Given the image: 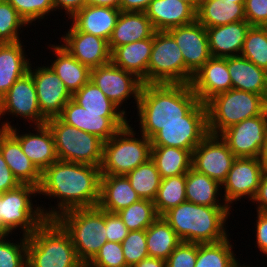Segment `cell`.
<instances>
[{
  "label": "cell",
  "instance_id": "54",
  "mask_svg": "<svg viewBox=\"0 0 267 267\" xmlns=\"http://www.w3.org/2000/svg\"><path fill=\"white\" fill-rule=\"evenodd\" d=\"M54 9L65 10L68 18H71L77 11L81 10L85 5V0H52ZM63 8V9H62Z\"/></svg>",
  "mask_w": 267,
  "mask_h": 267
},
{
  "label": "cell",
  "instance_id": "13",
  "mask_svg": "<svg viewBox=\"0 0 267 267\" xmlns=\"http://www.w3.org/2000/svg\"><path fill=\"white\" fill-rule=\"evenodd\" d=\"M125 115V113H89L71 99L58 117L66 124L94 134L105 142L129 123Z\"/></svg>",
  "mask_w": 267,
  "mask_h": 267
},
{
  "label": "cell",
  "instance_id": "44",
  "mask_svg": "<svg viewBox=\"0 0 267 267\" xmlns=\"http://www.w3.org/2000/svg\"><path fill=\"white\" fill-rule=\"evenodd\" d=\"M8 237L0 238V267H27V236L19 243H11Z\"/></svg>",
  "mask_w": 267,
  "mask_h": 267
},
{
  "label": "cell",
  "instance_id": "5",
  "mask_svg": "<svg viewBox=\"0 0 267 267\" xmlns=\"http://www.w3.org/2000/svg\"><path fill=\"white\" fill-rule=\"evenodd\" d=\"M55 220L69 234L77 257L85 266L107 242L105 211L98 206L71 209Z\"/></svg>",
  "mask_w": 267,
  "mask_h": 267
},
{
  "label": "cell",
  "instance_id": "50",
  "mask_svg": "<svg viewBox=\"0 0 267 267\" xmlns=\"http://www.w3.org/2000/svg\"><path fill=\"white\" fill-rule=\"evenodd\" d=\"M105 226L106 237L109 242L122 243L129 233L128 228L117 213L105 211Z\"/></svg>",
  "mask_w": 267,
  "mask_h": 267
},
{
  "label": "cell",
  "instance_id": "48",
  "mask_svg": "<svg viewBox=\"0 0 267 267\" xmlns=\"http://www.w3.org/2000/svg\"><path fill=\"white\" fill-rule=\"evenodd\" d=\"M197 260V243L181 242L165 260L166 267H194Z\"/></svg>",
  "mask_w": 267,
  "mask_h": 267
},
{
  "label": "cell",
  "instance_id": "8",
  "mask_svg": "<svg viewBox=\"0 0 267 267\" xmlns=\"http://www.w3.org/2000/svg\"><path fill=\"white\" fill-rule=\"evenodd\" d=\"M46 124L53 134L58 160L100 167L102 139L66 124L59 117L47 119Z\"/></svg>",
  "mask_w": 267,
  "mask_h": 267
},
{
  "label": "cell",
  "instance_id": "33",
  "mask_svg": "<svg viewBox=\"0 0 267 267\" xmlns=\"http://www.w3.org/2000/svg\"><path fill=\"white\" fill-rule=\"evenodd\" d=\"M196 20L205 28L244 21L246 20L244 3L227 0H202L196 11Z\"/></svg>",
  "mask_w": 267,
  "mask_h": 267
},
{
  "label": "cell",
  "instance_id": "35",
  "mask_svg": "<svg viewBox=\"0 0 267 267\" xmlns=\"http://www.w3.org/2000/svg\"><path fill=\"white\" fill-rule=\"evenodd\" d=\"M151 159L161 179L186 174L192 168V153L177 147L151 146Z\"/></svg>",
  "mask_w": 267,
  "mask_h": 267
},
{
  "label": "cell",
  "instance_id": "32",
  "mask_svg": "<svg viewBox=\"0 0 267 267\" xmlns=\"http://www.w3.org/2000/svg\"><path fill=\"white\" fill-rule=\"evenodd\" d=\"M56 59L49 66L64 83L71 95L80 90L89 80L91 69L75 59L61 45H52Z\"/></svg>",
  "mask_w": 267,
  "mask_h": 267
},
{
  "label": "cell",
  "instance_id": "21",
  "mask_svg": "<svg viewBox=\"0 0 267 267\" xmlns=\"http://www.w3.org/2000/svg\"><path fill=\"white\" fill-rule=\"evenodd\" d=\"M61 39L65 48L75 59L90 69L111 62L108 41L95 35L77 31L73 26Z\"/></svg>",
  "mask_w": 267,
  "mask_h": 267
},
{
  "label": "cell",
  "instance_id": "47",
  "mask_svg": "<svg viewBox=\"0 0 267 267\" xmlns=\"http://www.w3.org/2000/svg\"><path fill=\"white\" fill-rule=\"evenodd\" d=\"M85 267H128L121 243L107 241Z\"/></svg>",
  "mask_w": 267,
  "mask_h": 267
},
{
  "label": "cell",
  "instance_id": "7",
  "mask_svg": "<svg viewBox=\"0 0 267 267\" xmlns=\"http://www.w3.org/2000/svg\"><path fill=\"white\" fill-rule=\"evenodd\" d=\"M133 129L128 123L103 143L101 175H126L151 158V140Z\"/></svg>",
  "mask_w": 267,
  "mask_h": 267
},
{
  "label": "cell",
  "instance_id": "23",
  "mask_svg": "<svg viewBox=\"0 0 267 267\" xmlns=\"http://www.w3.org/2000/svg\"><path fill=\"white\" fill-rule=\"evenodd\" d=\"M145 13L155 31H167L196 21V10L181 0H152Z\"/></svg>",
  "mask_w": 267,
  "mask_h": 267
},
{
  "label": "cell",
  "instance_id": "41",
  "mask_svg": "<svg viewBox=\"0 0 267 267\" xmlns=\"http://www.w3.org/2000/svg\"><path fill=\"white\" fill-rule=\"evenodd\" d=\"M129 231L146 230L158 217L154 201L140 199L117 212Z\"/></svg>",
  "mask_w": 267,
  "mask_h": 267
},
{
  "label": "cell",
  "instance_id": "17",
  "mask_svg": "<svg viewBox=\"0 0 267 267\" xmlns=\"http://www.w3.org/2000/svg\"><path fill=\"white\" fill-rule=\"evenodd\" d=\"M6 113L29 119L34 126L46 124L47 118L40 111L36 87L29 73L18 79L0 98V116Z\"/></svg>",
  "mask_w": 267,
  "mask_h": 267
},
{
  "label": "cell",
  "instance_id": "60",
  "mask_svg": "<svg viewBox=\"0 0 267 267\" xmlns=\"http://www.w3.org/2000/svg\"><path fill=\"white\" fill-rule=\"evenodd\" d=\"M9 236V233L2 227L0 223V238Z\"/></svg>",
  "mask_w": 267,
  "mask_h": 267
},
{
  "label": "cell",
  "instance_id": "52",
  "mask_svg": "<svg viewBox=\"0 0 267 267\" xmlns=\"http://www.w3.org/2000/svg\"><path fill=\"white\" fill-rule=\"evenodd\" d=\"M256 242L262 254L267 257V212L257 211Z\"/></svg>",
  "mask_w": 267,
  "mask_h": 267
},
{
  "label": "cell",
  "instance_id": "37",
  "mask_svg": "<svg viewBox=\"0 0 267 267\" xmlns=\"http://www.w3.org/2000/svg\"><path fill=\"white\" fill-rule=\"evenodd\" d=\"M231 239L216 243H197V260L194 267H237L240 263L232 251Z\"/></svg>",
  "mask_w": 267,
  "mask_h": 267
},
{
  "label": "cell",
  "instance_id": "51",
  "mask_svg": "<svg viewBox=\"0 0 267 267\" xmlns=\"http://www.w3.org/2000/svg\"><path fill=\"white\" fill-rule=\"evenodd\" d=\"M20 184L21 183L7 166V163L0 152V193L15 189Z\"/></svg>",
  "mask_w": 267,
  "mask_h": 267
},
{
  "label": "cell",
  "instance_id": "45",
  "mask_svg": "<svg viewBox=\"0 0 267 267\" xmlns=\"http://www.w3.org/2000/svg\"><path fill=\"white\" fill-rule=\"evenodd\" d=\"M121 245L128 267H132L144 258L149 257L146 246V230L129 231Z\"/></svg>",
  "mask_w": 267,
  "mask_h": 267
},
{
  "label": "cell",
  "instance_id": "59",
  "mask_svg": "<svg viewBox=\"0 0 267 267\" xmlns=\"http://www.w3.org/2000/svg\"><path fill=\"white\" fill-rule=\"evenodd\" d=\"M181 1L190 4L196 11L198 9L200 2V0H181Z\"/></svg>",
  "mask_w": 267,
  "mask_h": 267
},
{
  "label": "cell",
  "instance_id": "2",
  "mask_svg": "<svg viewBox=\"0 0 267 267\" xmlns=\"http://www.w3.org/2000/svg\"><path fill=\"white\" fill-rule=\"evenodd\" d=\"M198 102L190 84H143L136 105L141 134L151 139L166 124L187 123Z\"/></svg>",
  "mask_w": 267,
  "mask_h": 267
},
{
  "label": "cell",
  "instance_id": "38",
  "mask_svg": "<svg viewBox=\"0 0 267 267\" xmlns=\"http://www.w3.org/2000/svg\"><path fill=\"white\" fill-rule=\"evenodd\" d=\"M125 176L141 199L155 200L160 187L161 177L151 158Z\"/></svg>",
  "mask_w": 267,
  "mask_h": 267
},
{
  "label": "cell",
  "instance_id": "10",
  "mask_svg": "<svg viewBox=\"0 0 267 267\" xmlns=\"http://www.w3.org/2000/svg\"><path fill=\"white\" fill-rule=\"evenodd\" d=\"M184 84V58L167 31H155L147 68V84Z\"/></svg>",
  "mask_w": 267,
  "mask_h": 267
},
{
  "label": "cell",
  "instance_id": "53",
  "mask_svg": "<svg viewBox=\"0 0 267 267\" xmlns=\"http://www.w3.org/2000/svg\"><path fill=\"white\" fill-rule=\"evenodd\" d=\"M252 202L258 204L256 211L267 212V171H263L261 175L258 190Z\"/></svg>",
  "mask_w": 267,
  "mask_h": 267
},
{
  "label": "cell",
  "instance_id": "15",
  "mask_svg": "<svg viewBox=\"0 0 267 267\" xmlns=\"http://www.w3.org/2000/svg\"><path fill=\"white\" fill-rule=\"evenodd\" d=\"M220 137L236 158H258L267 137V110L229 127Z\"/></svg>",
  "mask_w": 267,
  "mask_h": 267
},
{
  "label": "cell",
  "instance_id": "9",
  "mask_svg": "<svg viewBox=\"0 0 267 267\" xmlns=\"http://www.w3.org/2000/svg\"><path fill=\"white\" fill-rule=\"evenodd\" d=\"M36 193L38 187L31 184H20L15 189L0 193V223L9 234L20 228L22 236L28 237L46 220L41 206L34 207L30 200L31 195L34 194V198Z\"/></svg>",
  "mask_w": 267,
  "mask_h": 267
},
{
  "label": "cell",
  "instance_id": "14",
  "mask_svg": "<svg viewBox=\"0 0 267 267\" xmlns=\"http://www.w3.org/2000/svg\"><path fill=\"white\" fill-rule=\"evenodd\" d=\"M90 80L118 107L121 108L123 102L129 100L130 96L134 97L138 105L142 80L112 62L92 68Z\"/></svg>",
  "mask_w": 267,
  "mask_h": 267
},
{
  "label": "cell",
  "instance_id": "11",
  "mask_svg": "<svg viewBox=\"0 0 267 267\" xmlns=\"http://www.w3.org/2000/svg\"><path fill=\"white\" fill-rule=\"evenodd\" d=\"M208 134L207 107L199 101L187 113V123L166 124L150 140L151 146L177 147L192 153Z\"/></svg>",
  "mask_w": 267,
  "mask_h": 267
},
{
  "label": "cell",
  "instance_id": "18",
  "mask_svg": "<svg viewBox=\"0 0 267 267\" xmlns=\"http://www.w3.org/2000/svg\"><path fill=\"white\" fill-rule=\"evenodd\" d=\"M262 173V165L258 158H235L226 179L221 184L225 192L222 199L224 203L230 208L234 201L246 196L252 201Z\"/></svg>",
  "mask_w": 267,
  "mask_h": 267
},
{
  "label": "cell",
  "instance_id": "6",
  "mask_svg": "<svg viewBox=\"0 0 267 267\" xmlns=\"http://www.w3.org/2000/svg\"><path fill=\"white\" fill-rule=\"evenodd\" d=\"M205 104L208 132L213 135H220L229 127L267 110V100L262 95L238 89L216 94Z\"/></svg>",
  "mask_w": 267,
  "mask_h": 267
},
{
  "label": "cell",
  "instance_id": "12",
  "mask_svg": "<svg viewBox=\"0 0 267 267\" xmlns=\"http://www.w3.org/2000/svg\"><path fill=\"white\" fill-rule=\"evenodd\" d=\"M167 32L174 38L184 58V84L211 58L206 28L197 20L173 27Z\"/></svg>",
  "mask_w": 267,
  "mask_h": 267
},
{
  "label": "cell",
  "instance_id": "57",
  "mask_svg": "<svg viewBox=\"0 0 267 267\" xmlns=\"http://www.w3.org/2000/svg\"><path fill=\"white\" fill-rule=\"evenodd\" d=\"M86 5L108 6L119 9L120 0H85Z\"/></svg>",
  "mask_w": 267,
  "mask_h": 267
},
{
  "label": "cell",
  "instance_id": "34",
  "mask_svg": "<svg viewBox=\"0 0 267 267\" xmlns=\"http://www.w3.org/2000/svg\"><path fill=\"white\" fill-rule=\"evenodd\" d=\"M219 189L222 188L218 181L193 168L186 173L185 193L189 202L210 207H228L223 202L219 203Z\"/></svg>",
  "mask_w": 267,
  "mask_h": 267
},
{
  "label": "cell",
  "instance_id": "25",
  "mask_svg": "<svg viewBox=\"0 0 267 267\" xmlns=\"http://www.w3.org/2000/svg\"><path fill=\"white\" fill-rule=\"evenodd\" d=\"M121 10L108 6L85 5L70 19L77 31L109 41Z\"/></svg>",
  "mask_w": 267,
  "mask_h": 267
},
{
  "label": "cell",
  "instance_id": "4",
  "mask_svg": "<svg viewBox=\"0 0 267 267\" xmlns=\"http://www.w3.org/2000/svg\"><path fill=\"white\" fill-rule=\"evenodd\" d=\"M27 267H85L69 234L55 219H46L27 237Z\"/></svg>",
  "mask_w": 267,
  "mask_h": 267
},
{
  "label": "cell",
  "instance_id": "30",
  "mask_svg": "<svg viewBox=\"0 0 267 267\" xmlns=\"http://www.w3.org/2000/svg\"><path fill=\"white\" fill-rule=\"evenodd\" d=\"M232 89L262 95L267 100V72L242 56L227 57Z\"/></svg>",
  "mask_w": 267,
  "mask_h": 267
},
{
  "label": "cell",
  "instance_id": "29",
  "mask_svg": "<svg viewBox=\"0 0 267 267\" xmlns=\"http://www.w3.org/2000/svg\"><path fill=\"white\" fill-rule=\"evenodd\" d=\"M152 47L153 35L147 39L121 45L111 52V62L135 74L143 84H147V68Z\"/></svg>",
  "mask_w": 267,
  "mask_h": 267
},
{
  "label": "cell",
  "instance_id": "3",
  "mask_svg": "<svg viewBox=\"0 0 267 267\" xmlns=\"http://www.w3.org/2000/svg\"><path fill=\"white\" fill-rule=\"evenodd\" d=\"M230 210L229 207H210L185 201L169 209L162 217L182 242L216 243L229 237L225 222L230 217Z\"/></svg>",
  "mask_w": 267,
  "mask_h": 267
},
{
  "label": "cell",
  "instance_id": "16",
  "mask_svg": "<svg viewBox=\"0 0 267 267\" xmlns=\"http://www.w3.org/2000/svg\"><path fill=\"white\" fill-rule=\"evenodd\" d=\"M235 158L220 135L209 133L192 152V168L222 184Z\"/></svg>",
  "mask_w": 267,
  "mask_h": 267
},
{
  "label": "cell",
  "instance_id": "24",
  "mask_svg": "<svg viewBox=\"0 0 267 267\" xmlns=\"http://www.w3.org/2000/svg\"><path fill=\"white\" fill-rule=\"evenodd\" d=\"M0 152L7 166L21 184L39 187L41 172L23 153L20 142L5 129H0Z\"/></svg>",
  "mask_w": 267,
  "mask_h": 267
},
{
  "label": "cell",
  "instance_id": "42",
  "mask_svg": "<svg viewBox=\"0 0 267 267\" xmlns=\"http://www.w3.org/2000/svg\"><path fill=\"white\" fill-rule=\"evenodd\" d=\"M240 56L267 72V27L251 26Z\"/></svg>",
  "mask_w": 267,
  "mask_h": 267
},
{
  "label": "cell",
  "instance_id": "26",
  "mask_svg": "<svg viewBox=\"0 0 267 267\" xmlns=\"http://www.w3.org/2000/svg\"><path fill=\"white\" fill-rule=\"evenodd\" d=\"M250 27L251 25L244 20L206 28L211 57L239 56Z\"/></svg>",
  "mask_w": 267,
  "mask_h": 267
},
{
  "label": "cell",
  "instance_id": "36",
  "mask_svg": "<svg viewBox=\"0 0 267 267\" xmlns=\"http://www.w3.org/2000/svg\"><path fill=\"white\" fill-rule=\"evenodd\" d=\"M181 242L182 240L162 216L146 229L149 257L166 260Z\"/></svg>",
  "mask_w": 267,
  "mask_h": 267
},
{
  "label": "cell",
  "instance_id": "19",
  "mask_svg": "<svg viewBox=\"0 0 267 267\" xmlns=\"http://www.w3.org/2000/svg\"><path fill=\"white\" fill-rule=\"evenodd\" d=\"M28 73L32 76L41 113L47 118L58 117L64 106L72 99L58 75L48 66H40Z\"/></svg>",
  "mask_w": 267,
  "mask_h": 267
},
{
  "label": "cell",
  "instance_id": "22",
  "mask_svg": "<svg viewBox=\"0 0 267 267\" xmlns=\"http://www.w3.org/2000/svg\"><path fill=\"white\" fill-rule=\"evenodd\" d=\"M193 92L202 103L214 95L232 89L227 57H211L194 75L190 83Z\"/></svg>",
  "mask_w": 267,
  "mask_h": 267
},
{
  "label": "cell",
  "instance_id": "43",
  "mask_svg": "<svg viewBox=\"0 0 267 267\" xmlns=\"http://www.w3.org/2000/svg\"><path fill=\"white\" fill-rule=\"evenodd\" d=\"M28 24L7 1L0 0V43L21 41L19 31Z\"/></svg>",
  "mask_w": 267,
  "mask_h": 267
},
{
  "label": "cell",
  "instance_id": "40",
  "mask_svg": "<svg viewBox=\"0 0 267 267\" xmlns=\"http://www.w3.org/2000/svg\"><path fill=\"white\" fill-rule=\"evenodd\" d=\"M72 99L89 113H125L109 100L91 80L72 95Z\"/></svg>",
  "mask_w": 267,
  "mask_h": 267
},
{
  "label": "cell",
  "instance_id": "27",
  "mask_svg": "<svg viewBox=\"0 0 267 267\" xmlns=\"http://www.w3.org/2000/svg\"><path fill=\"white\" fill-rule=\"evenodd\" d=\"M140 199L125 175H101L98 203L101 210L117 213Z\"/></svg>",
  "mask_w": 267,
  "mask_h": 267
},
{
  "label": "cell",
  "instance_id": "1",
  "mask_svg": "<svg viewBox=\"0 0 267 267\" xmlns=\"http://www.w3.org/2000/svg\"><path fill=\"white\" fill-rule=\"evenodd\" d=\"M99 166L57 160L41 173L38 194L54 197L58 204L45 210L46 219H55L75 208L97 207L100 200ZM59 209V210H58Z\"/></svg>",
  "mask_w": 267,
  "mask_h": 267
},
{
  "label": "cell",
  "instance_id": "28",
  "mask_svg": "<svg viewBox=\"0 0 267 267\" xmlns=\"http://www.w3.org/2000/svg\"><path fill=\"white\" fill-rule=\"evenodd\" d=\"M155 30L145 12L121 11L108 41L112 52L116 47L150 38Z\"/></svg>",
  "mask_w": 267,
  "mask_h": 267
},
{
  "label": "cell",
  "instance_id": "39",
  "mask_svg": "<svg viewBox=\"0 0 267 267\" xmlns=\"http://www.w3.org/2000/svg\"><path fill=\"white\" fill-rule=\"evenodd\" d=\"M185 187L186 174L161 179L160 187L154 200L156 212L159 216L187 201Z\"/></svg>",
  "mask_w": 267,
  "mask_h": 267
},
{
  "label": "cell",
  "instance_id": "46",
  "mask_svg": "<svg viewBox=\"0 0 267 267\" xmlns=\"http://www.w3.org/2000/svg\"><path fill=\"white\" fill-rule=\"evenodd\" d=\"M25 20L32 24L38 19L42 20L49 13L55 11L52 0H7Z\"/></svg>",
  "mask_w": 267,
  "mask_h": 267
},
{
  "label": "cell",
  "instance_id": "61",
  "mask_svg": "<svg viewBox=\"0 0 267 267\" xmlns=\"http://www.w3.org/2000/svg\"><path fill=\"white\" fill-rule=\"evenodd\" d=\"M227 1L234 3H245V0H227Z\"/></svg>",
  "mask_w": 267,
  "mask_h": 267
},
{
  "label": "cell",
  "instance_id": "62",
  "mask_svg": "<svg viewBox=\"0 0 267 267\" xmlns=\"http://www.w3.org/2000/svg\"><path fill=\"white\" fill-rule=\"evenodd\" d=\"M237 267H250V266H248V265H247V266H246V265L244 266V264L241 266V265L239 264Z\"/></svg>",
  "mask_w": 267,
  "mask_h": 267
},
{
  "label": "cell",
  "instance_id": "58",
  "mask_svg": "<svg viewBox=\"0 0 267 267\" xmlns=\"http://www.w3.org/2000/svg\"><path fill=\"white\" fill-rule=\"evenodd\" d=\"M258 159L261 162L263 171H267V137L264 144L261 147Z\"/></svg>",
  "mask_w": 267,
  "mask_h": 267
},
{
  "label": "cell",
  "instance_id": "20",
  "mask_svg": "<svg viewBox=\"0 0 267 267\" xmlns=\"http://www.w3.org/2000/svg\"><path fill=\"white\" fill-rule=\"evenodd\" d=\"M10 123L2 122L0 129L8 130L20 142L23 153L41 173L58 160L53 134L47 124L36 125L34 131L37 133L19 134L20 131Z\"/></svg>",
  "mask_w": 267,
  "mask_h": 267
},
{
  "label": "cell",
  "instance_id": "55",
  "mask_svg": "<svg viewBox=\"0 0 267 267\" xmlns=\"http://www.w3.org/2000/svg\"><path fill=\"white\" fill-rule=\"evenodd\" d=\"M152 0H120L121 11L145 12Z\"/></svg>",
  "mask_w": 267,
  "mask_h": 267
},
{
  "label": "cell",
  "instance_id": "56",
  "mask_svg": "<svg viewBox=\"0 0 267 267\" xmlns=\"http://www.w3.org/2000/svg\"><path fill=\"white\" fill-rule=\"evenodd\" d=\"M132 267H166V261L159 258L147 257Z\"/></svg>",
  "mask_w": 267,
  "mask_h": 267
},
{
  "label": "cell",
  "instance_id": "31",
  "mask_svg": "<svg viewBox=\"0 0 267 267\" xmlns=\"http://www.w3.org/2000/svg\"><path fill=\"white\" fill-rule=\"evenodd\" d=\"M22 43H0V98L28 73L31 62L25 57Z\"/></svg>",
  "mask_w": 267,
  "mask_h": 267
},
{
  "label": "cell",
  "instance_id": "49",
  "mask_svg": "<svg viewBox=\"0 0 267 267\" xmlns=\"http://www.w3.org/2000/svg\"><path fill=\"white\" fill-rule=\"evenodd\" d=\"M244 13L251 26L267 27V0H245Z\"/></svg>",
  "mask_w": 267,
  "mask_h": 267
}]
</instances>
